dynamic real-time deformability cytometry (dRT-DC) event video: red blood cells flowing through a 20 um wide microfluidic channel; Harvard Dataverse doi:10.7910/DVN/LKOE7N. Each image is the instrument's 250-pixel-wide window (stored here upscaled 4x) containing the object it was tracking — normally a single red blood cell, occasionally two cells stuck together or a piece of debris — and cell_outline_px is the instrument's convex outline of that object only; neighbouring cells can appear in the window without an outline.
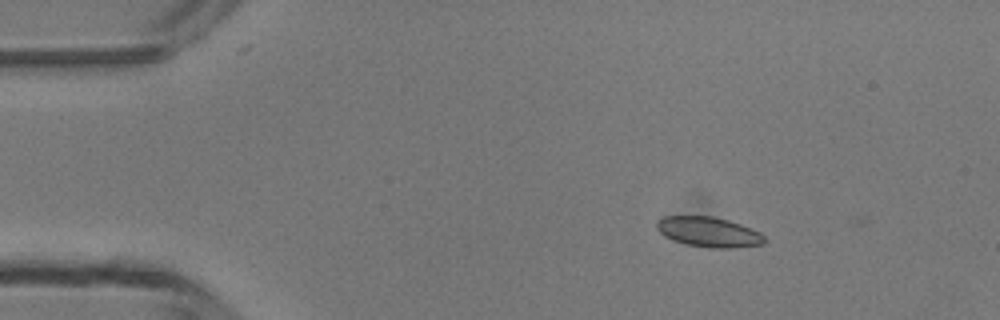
{"species": "common noctule bat (a hibernating species)", "species_latin": "Nyctalus noctula", "temperature_condition": "room temperature", "stored_images_in_passage": 4, "camera_frame_rate_fps": 3000, "um_per_image_px": 0.085, "animal": {"sex": "male", "body_mass_g": 13.3}, "frame": {"image": 1, "passage_image": 3, "time_ms": 2.333, "image_size_px": [1000, 320], "cell_outline_px": [[764, 244], [736, 248], [712, 248], [688, 244], [664, 236], [656, 228], [656, 220], [664, 216], [712, 216], [728, 220], [752, 228], [760, 232], [764, 236]], "centroid_in_image_um": [60.25, 19.71], "position_along_channel_um": 24.8, "area_um2": 18.84}}